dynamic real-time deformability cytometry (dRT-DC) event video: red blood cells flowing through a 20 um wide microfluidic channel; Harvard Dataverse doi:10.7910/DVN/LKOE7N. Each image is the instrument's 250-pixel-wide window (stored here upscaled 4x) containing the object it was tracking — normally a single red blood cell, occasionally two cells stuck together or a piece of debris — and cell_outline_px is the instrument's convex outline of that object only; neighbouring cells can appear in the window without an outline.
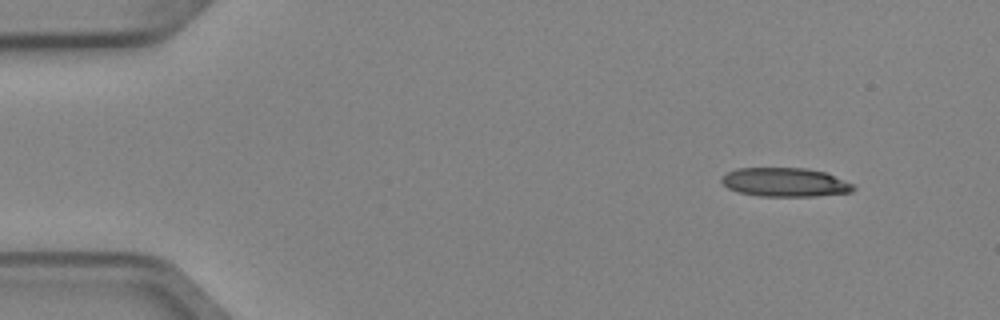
{"species": "Egyptian fruit bat (a non-hibernating species)", "species_latin": "Rousettus aegyptiacus", "temperature_condition": "cold", "stored_images_in_passage": 7, "camera_frame_rate_fps": 3000, "um_per_image_px": 0.085, "animal": {"sex": "female"}, "frame": {"image": 1, "passage_image": 1, "time_ms": 0.0, "image_size_px": [1000, 320], "cell_outline_px": [[856, 188], [852, 192], [816, 196], [760, 196], [740, 192], [728, 188], [720, 180], [728, 172], [736, 168], [804, 168], [824, 172], [852, 184]], "centroid_in_image_um": [66.72, 15.49], "position_along_channel_um": 18.3, "area_um2": 21.91}}
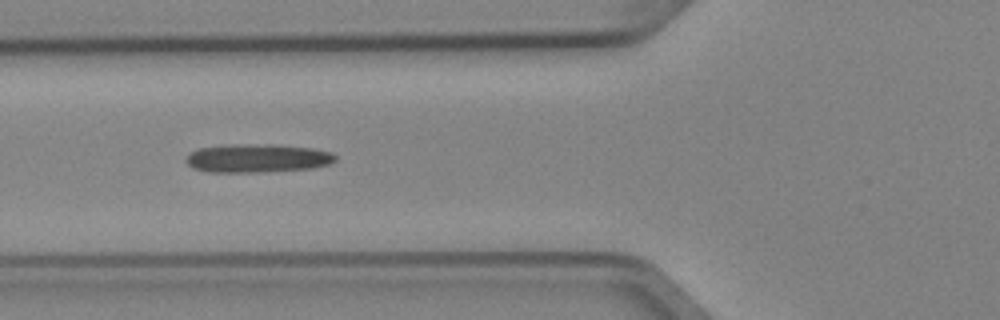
{"frame": {"image": 2, "passage_image": 5, "time_ms": 1.333, "image_size_px": [1000, 320], "cell_outline_px": [[336, 160], [328, 164], [312, 168], [256, 172], [212, 172], [192, 168], [184, 160], [192, 152], [200, 148], [236, 144], [272, 144], [312, 148], [332, 152], [336, 156]], "centroid_in_image_um": [21.89, 13.44], "position_along_channel_um": 103.9, "area_um2": 24.62}}
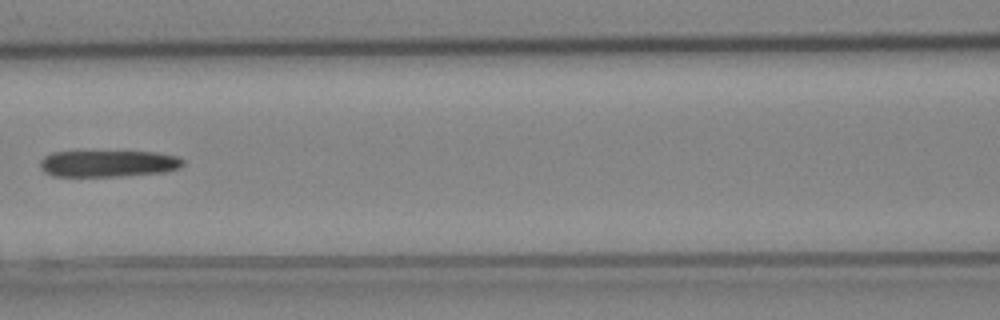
{"frame": {"image": 3, "passage_image": 6, "time_ms": 1.667, "image_size_px": [1000, 320], "cell_outline_px": [[184, 164], [180, 168], [164, 172], [120, 176], [52, 176], [44, 172], [40, 168], [40, 160], [44, 156], [52, 152], [156, 152], [176, 156], [184, 160]], "centroid_in_image_um": [9.19, 13.91], "position_along_channel_um": 157.4, "area_um2": 22.14}}